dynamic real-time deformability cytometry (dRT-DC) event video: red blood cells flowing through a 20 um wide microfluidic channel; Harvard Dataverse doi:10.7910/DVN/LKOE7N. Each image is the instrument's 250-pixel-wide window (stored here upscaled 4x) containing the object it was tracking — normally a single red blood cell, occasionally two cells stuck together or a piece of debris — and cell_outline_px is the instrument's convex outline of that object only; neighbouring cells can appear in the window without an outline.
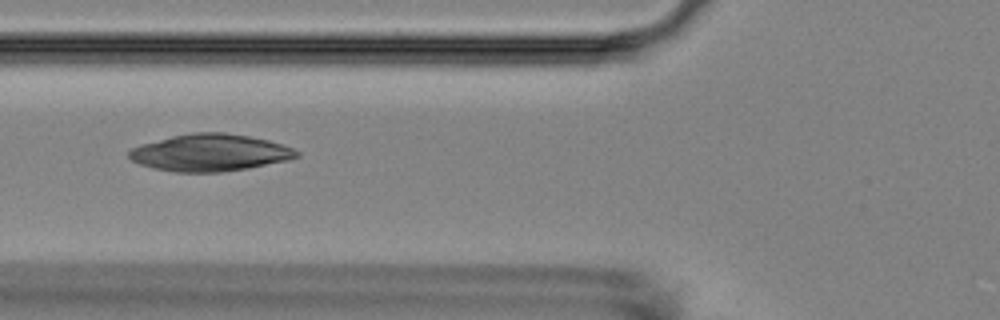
{"species": "Egyptian fruit bat (a non-hibernating species)", "species_latin": "Rousettus aegyptiacus", "temperature_condition": "room temperature", "stored_images_in_passage": 4, "camera_frame_rate_fps": 3000, "um_per_image_px": 0.085, "animal": {"sex": "female"}, "frame": {"image": 1, "passage_image": 3, "time_ms": 2.333, "image_size_px": [1000, 320], "cell_outline_px": [[300, 156], [288, 160], [248, 168], [224, 172], [176, 172], [156, 168], [140, 164], [132, 160], [128, 156], [128, 152], [132, 148], [140, 144], [172, 136], [192, 132], [224, 132], [248, 136], [268, 140], [292, 148], [300, 152]], "centroid_in_image_um": [17.85, 12.97], "position_along_channel_um": 107.9, "area_um2": 36.07}}